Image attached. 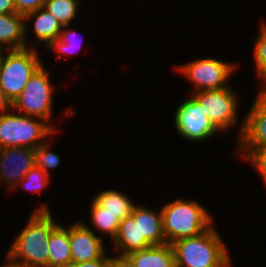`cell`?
<instances>
[{"label": "cell", "mask_w": 266, "mask_h": 267, "mask_svg": "<svg viewBox=\"0 0 266 267\" xmlns=\"http://www.w3.org/2000/svg\"><path fill=\"white\" fill-rule=\"evenodd\" d=\"M58 224L53 220L48 205L34 209L6 256L26 267H48L49 238Z\"/></svg>", "instance_id": "6da1fadb"}, {"label": "cell", "mask_w": 266, "mask_h": 267, "mask_svg": "<svg viewBox=\"0 0 266 267\" xmlns=\"http://www.w3.org/2000/svg\"><path fill=\"white\" fill-rule=\"evenodd\" d=\"M218 234L212 225L198 236L173 242L175 267H230L228 249Z\"/></svg>", "instance_id": "7a4b0ae2"}, {"label": "cell", "mask_w": 266, "mask_h": 267, "mask_svg": "<svg viewBox=\"0 0 266 267\" xmlns=\"http://www.w3.org/2000/svg\"><path fill=\"white\" fill-rule=\"evenodd\" d=\"M161 213L163 232L168 244L198 236L213 224L208 210L195 200L177 199L169 202L162 207Z\"/></svg>", "instance_id": "3957f363"}, {"label": "cell", "mask_w": 266, "mask_h": 267, "mask_svg": "<svg viewBox=\"0 0 266 267\" xmlns=\"http://www.w3.org/2000/svg\"><path fill=\"white\" fill-rule=\"evenodd\" d=\"M34 118L39 119L35 120ZM42 120L41 122H39ZM45 122V123H44ZM56 132L55 127L46 121L24 114L0 113V148L28 147L36 148L49 140Z\"/></svg>", "instance_id": "277c9868"}, {"label": "cell", "mask_w": 266, "mask_h": 267, "mask_svg": "<svg viewBox=\"0 0 266 267\" xmlns=\"http://www.w3.org/2000/svg\"><path fill=\"white\" fill-rule=\"evenodd\" d=\"M36 47L7 50L0 68V88L11 103L21 94L30 77L43 65Z\"/></svg>", "instance_id": "5b68a950"}, {"label": "cell", "mask_w": 266, "mask_h": 267, "mask_svg": "<svg viewBox=\"0 0 266 267\" xmlns=\"http://www.w3.org/2000/svg\"><path fill=\"white\" fill-rule=\"evenodd\" d=\"M47 72L42 65L30 77L21 94L13 101L12 110L49 122L52 116L53 89Z\"/></svg>", "instance_id": "8992f818"}, {"label": "cell", "mask_w": 266, "mask_h": 267, "mask_svg": "<svg viewBox=\"0 0 266 267\" xmlns=\"http://www.w3.org/2000/svg\"><path fill=\"white\" fill-rule=\"evenodd\" d=\"M235 66L219 59L201 58L177 69L191 81L195 88L194 92H197L229 87L227 82L233 74L232 71H235Z\"/></svg>", "instance_id": "52a82bcc"}, {"label": "cell", "mask_w": 266, "mask_h": 267, "mask_svg": "<svg viewBox=\"0 0 266 267\" xmlns=\"http://www.w3.org/2000/svg\"><path fill=\"white\" fill-rule=\"evenodd\" d=\"M202 105L213 125L224 132L237 124L238 97L232 88H222L191 93Z\"/></svg>", "instance_id": "ba28073f"}, {"label": "cell", "mask_w": 266, "mask_h": 267, "mask_svg": "<svg viewBox=\"0 0 266 267\" xmlns=\"http://www.w3.org/2000/svg\"><path fill=\"white\" fill-rule=\"evenodd\" d=\"M177 108L174 115L176 131L191 142L211 138L219 130L205 114L200 102L192 95Z\"/></svg>", "instance_id": "9c48e42d"}, {"label": "cell", "mask_w": 266, "mask_h": 267, "mask_svg": "<svg viewBox=\"0 0 266 267\" xmlns=\"http://www.w3.org/2000/svg\"><path fill=\"white\" fill-rule=\"evenodd\" d=\"M239 133V149L266 148V89L259 90Z\"/></svg>", "instance_id": "30bf717a"}, {"label": "cell", "mask_w": 266, "mask_h": 267, "mask_svg": "<svg viewBox=\"0 0 266 267\" xmlns=\"http://www.w3.org/2000/svg\"><path fill=\"white\" fill-rule=\"evenodd\" d=\"M69 241L72 264L101 258L106 253L103 238L81 221L69 227Z\"/></svg>", "instance_id": "8fae6325"}, {"label": "cell", "mask_w": 266, "mask_h": 267, "mask_svg": "<svg viewBox=\"0 0 266 267\" xmlns=\"http://www.w3.org/2000/svg\"><path fill=\"white\" fill-rule=\"evenodd\" d=\"M34 166V148H0V180L12 190Z\"/></svg>", "instance_id": "7c38bea8"}, {"label": "cell", "mask_w": 266, "mask_h": 267, "mask_svg": "<svg viewBox=\"0 0 266 267\" xmlns=\"http://www.w3.org/2000/svg\"><path fill=\"white\" fill-rule=\"evenodd\" d=\"M24 15L9 13L0 15V46L7 50L28 47L26 35L28 26Z\"/></svg>", "instance_id": "4fadbf2b"}, {"label": "cell", "mask_w": 266, "mask_h": 267, "mask_svg": "<svg viewBox=\"0 0 266 267\" xmlns=\"http://www.w3.org/2000/svg\"><path fill=\"white\" fill-rule=\"evenodd\" d=\"M118 255L126 256L130 252L148 248L153 244L147 238H141L139 222L132 215L125 217L119 224L115 238L112 240Z\"/></svg>", "instance_id": "5bb4252c"}, {"label": "cell", "mask_w": 266, "mask_h": 267, "mask_svg": "<svg viewBox=\"0 0 266 267\" xmlns=\"http://www.w3.org/2000/svg\"><path fill=\"white\" fill-rule=\"evenodd\" d=\"M126 257L135 267H175L174 251L168 243L136 250Z\"/></svg>", "instance_id": "9a60e30c"}, {"label": "cell", "mask_w": 266, "mask_h": 267, "mask_svg": "<svg viewBox=\"0 0 266 267\" xmlns=\"http://www.w3.org/2000/svg\"><path fill=\"white\" fill-rule=\"evenodd\" d=\"M157 213L142 205L135 206L131 213L135 221L139 222L141 238H147L153 245L166 243L163 232L162 213L161 211Z\"/></svg>", "instance_id": "2e32d148"}, {"label": "cell", "mask_w": 266, "mask_h": 267, "mask_svg": "<svg viewBox=\"0 0 266 267\" xmlns=\"http://www.w3.org/2000/svg\"><path fill=\"white\" fill-rule=\"evenodd\" d=\"M48 252V267H69L72 264L69 228L58 224L51 231Z\"/></svg>", "instance_id": "e0dca14e"}, {"label": "cell", "mask_w": 266, "mask_h": 267, "mask_svg": "<svg viewBox=\"0 0 266 267\" xmlns=\"http://www.w3.org/2000/svg\"><path fill=\"white\" fill-rule=\"evenodd\" d=\"M24 17L25 21H29L32 18L35 19L33 22L34 35L40 40L39 42H44L45 47L59 38L63 26L46 8L41 7L34 12L26 14Z\"/></svg>", "instance_id": "ac0fdd59"}, {"label": "cell", "mask_w": 266, "mask_h": 267, "mask_svg": "<svg viewBox=\"0 0 266 267\" xmlns=\"http://www.w3.org/2000/svg\"><path fill=\"white\" fill-rule=\"evenodd\" d=\"M94 199L105 207V211L117 215L121 221L131 215L135 207L131 199L120 191L115 190L102 191Z\"/></svg>", "instance_id": "d6986e66"}, {"label": "cell", "mask_w": 266, "mask_h": 267, "mask_svg": "<svg viewBox=\"0 0 266 267\" xmlns=\"http://www.w3.org/2000/svg\"><path fill=\"white\" fill-rule=\"evenodd\" d=\"M91 204V218L94 227L106 235L109 234L113 240L121 220L117 215L105 211V207L101 206L94 198Z\"/></svg>", "instance_id": "ffe728a7"}, {"label": "cell", "mask_w": 266, "mask_h": 267, "mask_svg": "<svg viewBox=\"0 0 266 267\" xmlns=\"http://www.w3.org/2000/svg\"><path fill=\"white\" fill-rule=\"evenodd\" d=\"M80 0H46V8L62 26H69L79 9Z\"/></svg>", "instance_id": "44dd1931"}, {"label": "cell", "mask_w": 266, "mask_h": 267, "mask_svg": "<svg viewBox=\"0 0 266 267\" xmlns=\"http://www.w3.org/2000/svg\"><path fill=\"white\" fill-rule=\"evenodd\" d=\"M260 35L257 36L254 48V60L257 76L261 79L262 89H266V24L261 25Z\"/></svg>", "instance_id": "7402d4cb"}, {"label": "cell", "mask_w": 266, "mask_h": 267, "mask_svg": "<svg viewBox=\"0 0 266 267\" xmlns=\"http://www.w3.org/2000/svg\"><path fill=\"white\" fill-rule=\"evenodd\" d=\"M49 140L40 144L34 149V166L40 168L45 174L50 176L49 169L57 168L60 163L58 154L48 150Z\"/></svg>", "instance_id": "603a6c76"}, {"label": "cell", "mask_w": 266, "mask_h": 267, "mask_svg": "<svg viewBox=\"0 0 266 267\" xmlns=\"http://www.w3.org/2000/svg\"><path fill=\"white\" fill-rule=\"evenodd\" d=\"M67 26H63V29L60 32L59 38L55 39L52 41L46 48H53L56 50L58 53L65 54V55H70L73 54L74 52L76 53V50L80 48L81 44V39L79 42L76 39H74L76 32L73 30H65ZM78 35V34H77Z\"/></svg>", "instance_id": "cb8c5ba5"}, {"label": "cell", "mask_w": 266, "mask_h": 267, "mask_svg": "<svg viewBox=\"0 0 266 267\" xmlns=\"http://www.w3.org/2000/svg\"><path fill=\"white\" fill-rule=\"evenodd\" d=\"M49 175L45 174L40 168L33 166L25 176L18 182L29 191H38L44 189L49 183Z\"/></svg>", "instance_id": "d4e9b609"}, {"label": "cell", "mask_w": 266, "mask_h": 267, "mask_svg": "<svg viewBox=\"0 0 266 267\" xmlns=\"http://www.w3.org/2000/svg\"><path fill=\"white\" fill-rule=\"evenodd\" d=\"M238 151L245 152L244 157L257 169L266 184V148L239 149Z\"/></svg>", "instance_id": "484cf974"}, {"label": "cell", "mask_w": 266, "mask_h": 267, "mask_svg": "<svg viewBox=\"0 0 266 267\" xmlns=\"http://www.w3.org/2000/svg\"><path fill=\"white\" fill-rule=\"evenodd\" d=\"M46 0H14L16 12L21 15L34 12L35 10L44 7Z\"/></svg>", "instance_id": "4316f807"}, {"label": "cell", "mask_w": 266, "mask_h": 267, "mask_svg": "<svg viewBox=\"0 0 266 267\" xmlns=\"http://www.w3.org/2000/svg\"><path fill=\"white\" fill-rule=\"evenodd\" d=\"M110 256L106 253L101 257L91 261L71 264L69 267H109Z\"/></svg>", "instance_id": "83f0119b"}, {"label": "cell", "mask_w": 266, "mask_h": 267, "mask_svg": "<svg viewBox=\"0 0 266 267\" xmlns=\"http://www.w3.org/2000/svg\"><path fill=\"white\" fill-rule=\"evenodd\" d=\"M109 267H135V266L126 256L117 255L114 258L110 257Z\"/></svg>", "instance_id": "f1b7e54d"}, {"label": "cell", "mask_w": 266, "mask_h": 267, "mask_svg": "<svg viewBox=\"0 0 266 267\" xmlns=\"http://www.w3.org/2000/svg\"><path fill=\"white\" fill-rule=\"evenodd\" d=\"M16 13L14 0H0V15Z\"/></svg>", "instance_id": "f546056e"}, {"label": "cell", "mask_w": 266, "mask_h": 267, "mask_svg": "<svg viewBox=\"0 0 266 267\" xmlns=\"http://www.w3.org/2000/svg\"><path fill=\"white\" fill-rule=\"evenodd\" d=\"M12 110V103L5 96L3 90L0 88V113Z\"/></svg>", "instance_id": "4dcf8cb0"}, {"label": "cell", "mask_w": 266, "mask_h": 267, "mask_svg": "<svg viewBox=\"0 0 266 267\" xmlns=\"http://www.w3.org/2000/svg\"><path fill=\"white\" fill-rule=\"evenodd\" d=\"M7 260H9L5 265L1 266V267H26L24 266L22 263L19 262H15L14 260H12L10 257L7 256Z\"/></svg>", "instance_id": "1f68e13d"}, {"label": "cell", "mask_w": 266, "mask_h": 267, "mask_svg": "<svg viewBox=\"0 0 266 267\" xmlns=\"http://www.w3.org/2000/svg\"><path fill=\"white\" fill-rule=\"evenodd\" d=\"M6 52H7V49H5V48L0 46V68H1V64H2L3 58L5 56L4 53H6Z\"/></svg>", "instance_id": "d6a6232c"}]
</instances>
